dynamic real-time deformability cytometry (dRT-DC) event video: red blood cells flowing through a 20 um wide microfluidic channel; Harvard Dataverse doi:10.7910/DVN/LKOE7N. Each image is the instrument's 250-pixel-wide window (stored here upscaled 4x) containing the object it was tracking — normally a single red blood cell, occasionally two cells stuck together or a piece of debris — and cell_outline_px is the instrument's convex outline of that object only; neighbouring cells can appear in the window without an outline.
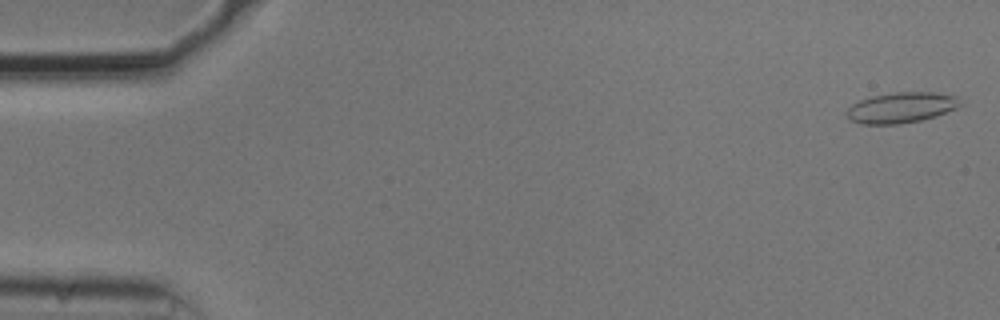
{"species": "common noctule bat (a hibernating species)", "species_latin": "Nyctalus noctula", "temperature_condition": "cold", "stored_images_in_passage": 45, "camera_frame_rate_fps": 3000, "um_per_image_px": 0.085, "animal": {"sex": "male", "body_mass_g": 20.5, "forearm_length_mm": 52.5}, "frame": {"image": 1, "passage_image": 1, "time_ms": 0.0, "image_size_px": [1000, 320], "cell_outline_px": [[964, 104], [956, 108], [936, 116], [920, 120], [900, 124], [860, 124], [852, 120], [844, 112], [852, 104], [860, 100], [872, 96], [896, 92], [932, 92], [956, 96]], "centroid_in_image_um": [76.61, 9.14], "position_along_channel_um": 8.4, "area_um2": 20.23}}
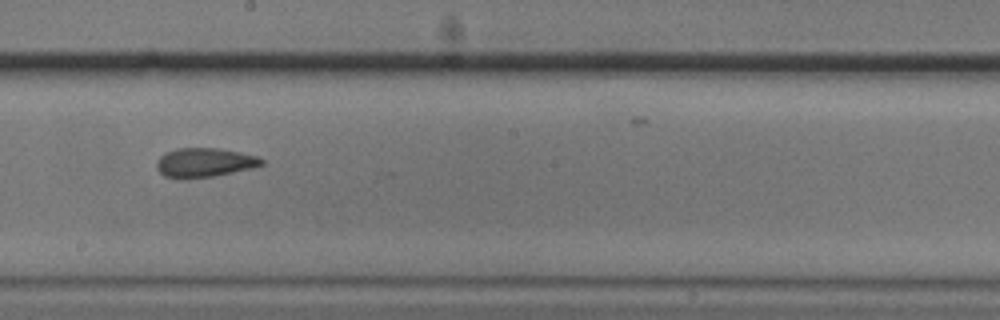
{"frame": {"image": 2, "passage_image": 30, "time_ms": 9.667, "image_size_px": [1000, 320], "cell_outline_px": [[264, 164], [252, 168], [212, 176], [184, 180], [180, 180], [164, 176], [156, 168], [156, 164], [160, 156], [164, 152], [176, 148], [216, 148], [240, 152], [256, 156], [264, 160]], "centroid_in_image_um": [17.33, 13.83], "position_along_channel_um": 230.9, "area_um2": 18.03}}
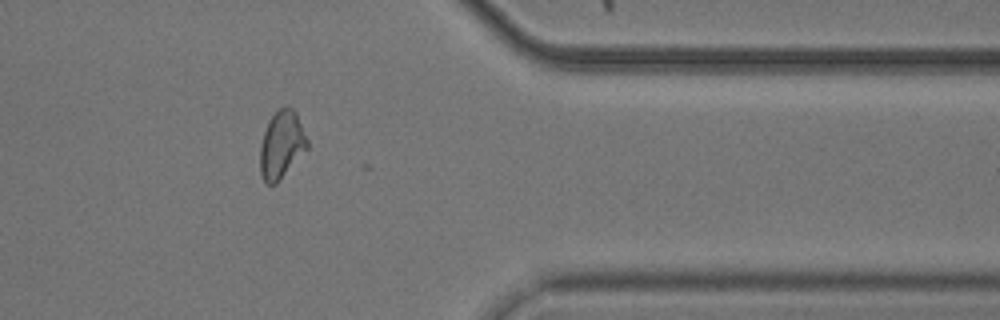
{"frame": {"image": 3, "passage_image": 44, "time_ms": 14.333, "image_size_px": [1000, 320], "cell_outline_px": [[308, 148], [276, 184], [268, 184], [260, 176], [260, 144], [268, 120], [280, 108], [292, 108], [296, 112], [308, 140]], "centroid_in_image_um": [23.92, 12.32], "position_along_channel_um": 387.5, "area_um2": 18.44}, "authors_computed_cell_mechanics": {"area_um2": 18.6116, "velocity_mm_per_s": 3.7025, "shape_relaxation_time_tau1_ms": null, "shape_relaxation_time_tau2_ms": 3.582, "deformation_change_tau1": null, "deformation_change_tau2": 0.1019}}